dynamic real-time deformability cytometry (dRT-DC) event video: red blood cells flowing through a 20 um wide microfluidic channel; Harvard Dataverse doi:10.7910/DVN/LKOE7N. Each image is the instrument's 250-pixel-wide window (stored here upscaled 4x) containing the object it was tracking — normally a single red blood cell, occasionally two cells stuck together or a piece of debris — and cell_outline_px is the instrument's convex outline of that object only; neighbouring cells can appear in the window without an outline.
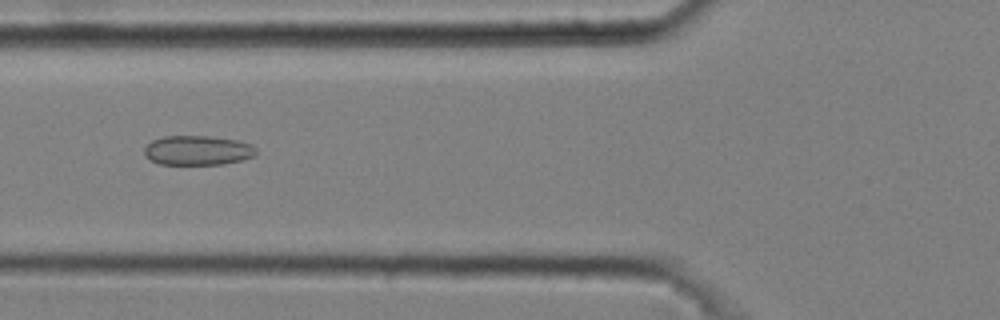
{"species": "common noctule bat (a hibernating species)", "species_latin": "Nyctalus noctula", "temperature_condition": "cold", "stored_images_in_passage": 10, "camera_frame_rate_fps": 3000, "um_per_image_px": 0.085, "animal": {"sex": "male", "body_mass_g": 20.4}, "frame": {"image": 1, "passage_image": 4, "time_ms": 1.0, "image_size_px": [1000, 320], "cell_outline_px": [[256, 156], [244, 160], [224, 164], [160, 164], [144, 156], [144, 148], [152, 140], [164, 136], [208, 136], [240, 140], [252, 144], [256, 148]], "centroid_in_image_um": [16.85, 12.78], "position_along_channel_um": 109.0, "area_um2": 19.48}}
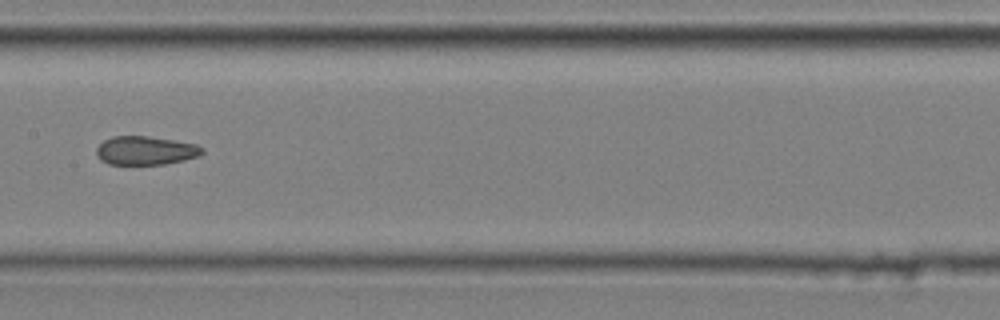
{"frame": {"image": 2, "passage_image": 6, "time_ms": 1.667, "image_size_px": [1000, 320], "cell_outline_px": [[204, 152], [200, 156], [184, 160], [164, 164], [108, 164], [100, 160], [96, 156], [96, 148], [104, 140], [112, 136], [148, 136], [176, 140], [196, 144], [204, 148]], "centroid_in_image_um": [12.38, 12.79], "position_along_channel_um": 195.0, "area_um2": 17.86}}
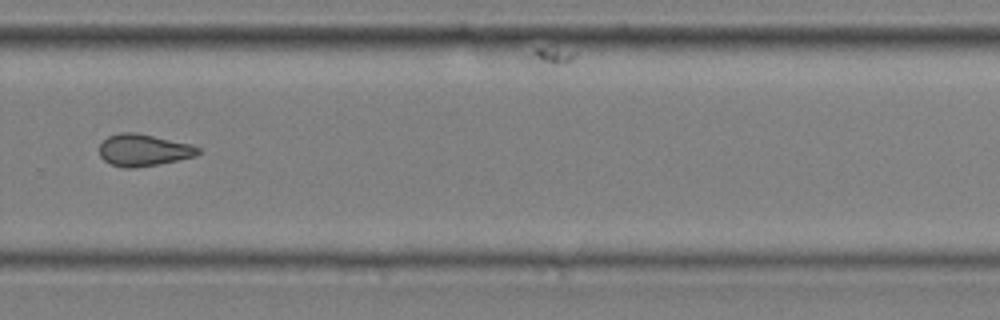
{"frame": {"image": 3, "passage_image": 9, "time_ms": 2.667, "image_size_px": [1000, 320], "cell_outline_px": [[200, 152], [196, 156], [156, 164], [132, 168], [124, 168], [112, 164], [104, 160], [100, 156], [100, 144], [108, 136], [120, 132], [136, 132], [192, 144], [200, 148]], "centroid_in_image_um": [12.2, 12.74], "position_along_channel_um": 317.6, "area_um2": 18.26}}